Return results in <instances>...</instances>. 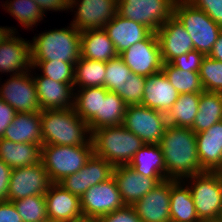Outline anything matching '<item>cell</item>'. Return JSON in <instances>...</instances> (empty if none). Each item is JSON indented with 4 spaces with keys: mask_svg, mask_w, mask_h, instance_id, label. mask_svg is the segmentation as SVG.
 I'll use <instances>...</instances> for the list:
<instances>
[{
    "mask_svg": "<svg viewBox=\"0 0 222 222\" xmlns=\"http://www.w3.org/2000/svg\"><path fill=\"white\" fill-rule=\"evenodd\" d=\"M166 179L183 180L205 172L199 162L196 133L191 128L167 125L159 142Z\"/></svg>",
    "mask_w": 222,
    "mask_h": 222,
    "instance_id": "1",
    "label": "cell"
},
{
    "mask_svg": "<svg viewBox=\"0 0 222 222\" xmlns=\"http://www.w3.org/2000/svg\"><path fill=\"white\" fill-rule=\"evenodd\" d=\"M41 127L43 145H93L88 123L74 108L41 111Z\"/></svg>",
    "mask_w": 222,
    "mask_h": 222,
    "instance_id": "2",
    "label": "cell"
},
{
    "mask_svg": "<svg viewBox=\"0 0 222 222\" xmlns=\"http://www.w3.org/2000/svg\"><path fill=\"white\" fill-rule=\"evenodd\" d=\"M70 26L46 30L34 36L30 43L31 61L54 60L76 63L81 57V32L72 24Z\"/></svg>",
    "mask_w": 222,
    "mask_h": 222,
    "instance_id": "3",
    "label": "cell"
},
{
    "mask_svg": "<svg viewBox=\"0 0 222 222\" xmlns=\"http://www.w3.org/2000/svg\"><path fill=\"white\" fill-rule=\"evenodd\" d=\"M95 155L104 158L114 167L128 165L143 141L123 125L102 127L92 132Z\"/></svg>",
    "mask_w": 222,
    "mask_h": 222,
    "instance_id": "4",
    "label": "cell"
},
{
    "mask_svg": "<svg viewBox=\"0 0 222 222\" xmlns=\"http://www.w3.org/2000/svg\"><path fill=\"white\" fill-rule=\"evenodd\" d=\"M192 38L194 50L208 56L222 30L203 10L186 0H176L174 14Z\"/></svg>",
    "mask_w": 222,
    "mask_h": 222,
    "instance_id": "5",
    "label": "cell"
},
{
    "mask_svg": "<svg viewBox=\"0 0 222 222\" xmlns=\"http://www.w3.org/2000/svg\"><path fill=\"white\" fill-rule=\"evenodd\" d=\"M93 153V145H42L41 162L50 181L59 183L81 170Z\"/></svg>",
    "mask_w": 222,
    "mask_h": 222,
    "instance_id": "6",
    "label": "cell"
},
{
    "mask_svg": "<svg viewBox=\"0 0 222 222\" xmlns=\"http://www.w3.org/2000/svg\"><path fill=\"white\" fill-rule=\"evenodd\" d=\"M184 180L191 191L199 220L218 219L222 207V181L219 174L205 171Z\"/></svg>",
    "mask_w": 222,
    "mask_h": 222,
    "instance_id": "7",
    "label": "cell"
},
{
    "mask_svg": "<svg viewBox=\"0 0 222 222\" xmlns=\"http://www.w3.org/2000/svg\"><path fill=\"white\" fill-rule=\"evenodd\" d=\"M176 0H117V13L156 32L174 14Z\"/></svg>",
    "mask_w": 222,
    "mask_h": 222,
    "instance_id": "8",
    "label": "cell"
},
{
    "mask_svg": "<svg viewBox=\"0 0 222 222\" xmlns=\"http://www.w3.org/2000/svg\"><path fill=\"white\" fill-rule=\"evenodd\" d=\"M144 144H159L167 127L165 113L144 105H128L122 124Z\"/></svg>",
    "mask_w": 222,
    "mask_h": 222,
    "instance_id": "9",
    "label": "cell"
},
{
    "mask_svg": "<svg viewBox=\"0 0 222 222\" xmlns=\"http://www.w3.org/2000/svg\"><path fill=\"white\" fill-rule=\"evenodd\" d=\"M82 216L97 219L125 206L115 178L89 187L80 197Z\"/></svg>",
    "mask_w": 222,
    "mask_h": 222,
    "instance_id": "10",
    "label": "cell"
},
{
    "mask_svg": "<svg viewBox=\"0 0 222 222\" xmlns=\"http://www.w3.org/2000/svg\"><path fill=\"white\" fill-rule=\"evenodd\" d=\"M130 70L148 77L162 71L163 60L156 32L119 54Z\"/></svg>",
    "mask_w": 222,
    "mask_h": 222,
    "instance_id": "11",
    "label": "cell"
},
{
    "mask_svg": "<svg viewBox=\"0 0 222 222\" xmlns=\"http://www.w3.org/2000/svg\"><path fill=\"white\" fill-rule=\"evenodd\" d=\"M31 71L10 76L0 83V98L17 113L41 112L36 85Z\"/></svg>",
    "mask_w": 222,
    "mask_h": 222,
    "instance_id": "12",
    "label": "cell"
},
{
    "mask_svg": "<svg viewBox=\"0 0 222 222\" xmlns=\"http://www.w3.org/2000/svg\"><path fill=\"white\" fill-rule=\"evenodd\" d=\"M52 182L43 163L12 169L7 201H16L33 195H45Z\"/></svg>",
    "mask_w": 222,
    "mask_h": 222,
    "instance_id": "13",
    "label": "cell"
},
{
    "mask_svg": "<svg viewBox=\"0 0 222 222\" xmlns=\"http://www.w3.org/2000/svg\"><path fill=\"white\" fill-rule=\"evenodd\" d=\"M69 8H76L72 24L79 32L104 29L117 13V0H70Z\"/></svg>",
    "mask_w": 222,
    "mask_h": 222,
    "instance_id": "14",
    "label": "cell"
},
{
    "mask_svg": "<svg viewBox=\"0 0 222 222\" xmlns=\"http://www.w3.org/2000/svg\"><path fill=\"white\" fill-rule=\"evenodd\" d=\"M114 166L94 153L78 172L65 177L59 184L67 191L81 197L89 187L113 176Z\"/></svg>",
    "mask_w": 222,
    "mask_h": 222,
    "instance_id": "15",
    "label": "cell"
},
{
    "mask_svg": "<svg viewBox=\"0 0 222 222\" xmlns=\"http://www.w3.org/2000/svg\"><path fill=\"white\" fill-rule=\"evenodd\" d=\"M49 222H74L83 219L80 197L52 183L45 193Z\"/></svg>",
    "mask_w": 222,
    "mask_h": 222,
    "instance_id": "16",
    "label": "cell"
},
{
    "mask_svg": "<svg viewBox=\"0 0 222 222\" xmlns=\"http://www.w3.org/2000/svg\"><path fill=\"white\" fill-rule=\"evenodd\" d=\"M113 177L117 182L121 198L125 205L132 206L145 194L166 178H149L133 170L129 165L114 167Z\"/></svg>",
    "mask_w": 222,
    "mask_h": 222,
    "instance_id": "17",
    "label": "cell"
},
{
    "mask_svg": "<svg viewBox=\"0 0 222 222\" xmlns=\"http://www.w3.org/2000/svg\"><path fill=\"white\" fill-rule=\"evenodd\" d=\"M132 206L141 222L170 221V179L159 183Z\"/></svg>",
    "mask_w": 222,
    "mask_h": 222,
    "instance_id": "18",
    "label": "cell"
},
{
    "mask_svg": "<svg viewBox=\"0 0 222 222\" xmlns=\"http://www.w3.org/2000/svg\"><path fill=\"white\" fill-rule=\"evenodd\" d=\"M156 34L164 63L194 50L192 38L174 15L156 31Z\"/></svg>",
    "mask_w": 222,
    "mask_h": 222,
    "instance_id": "19",
    "label": "cell"
},
{
    "mask_svg": "<svg viewBox=\"0 0 222 222\" xmlns=\"http://www.w3.org/2000/svg\"><path fill=\"white\" fill-rule=\"evenodd\" d=\"M12 32L0 44V72L10 73V76L32 71L29 40L16 36ZM12 72V74H11Z\"/></svg>",
    "mask_w": 222,
    "mask_h": 222,
    "instance_id": "20",
    "label": "cell"
},
{
    "mask_svg": "<svg viewBox=\"0 0 222 222\" xmlns=\"http://www.w3.org/2000/svg\"><path fill=\"white\" fill-rule=\"evenodd\" d=\"M37 75L33 80L41 111L74 108L73 84L57 82L38 73Z\"/></svg>",
    "mask_w": 222,
    "mask_h": 222,
    "instance_id": "21",
    "label": "cell"
},
{
    "mask_svg": "<svg viewBox=\"0 0 222 222\" xmlns=\"http://www.w3.org/2000/svg\"><path fill=\"white\" fill-rule=\"evenodd\" d=\"M104 30L107 32L118 54L133 44L146 39L153 32L147 26L123 18L118 13L104 26Z\"/></svg>",
    "mask_w": 222,
    "mask_h": 222,
    "instance_id": "22",
    "label": "cell"
},
{
    "mask_svg": "<svg viewBox=\"0 0 222 222\" xmlns=\"http://www.w3.org/2000/svg\"><path fill=\"white\" fill-rule=\"evenodd\" d=\"M200 166L204 171L216 172L222 169V121L209 129L196 133Z\"/></svg>",
    "mask_w": 222,
    "mask_h": 222,
    "instance_id": "23",
    "label": "cell"
},
{
    "mask_svg": "<svg viewBox=\"0 0 222 222\" xmlns=\"http://www.w3.org/2000/svg\"><path fill=\"white\" fill-rule=\"evenodd\" d=\"M179 95L164 72L160 71L146 77L141 105L166 113L177 101Z\"/></svg>",
    "mask_w": 222,
    "mask_h": 222,
    "instance_id": "24",
    "label": "cell"
},
{
    "mask_svg": "<svg viewBox=\"0 0 222 222\" xmlns=\"http://www.w3.org/2000/svg\"><path fill=\"white\" fill-rule=\"evenodd\" d=\"M2 138L15 143L42 144L41 112L16 113Z\"/></svg>",
    "mask_w": 222,
    "mask_h": 222,
    "instance_id": "25",
    "label": "cell"
},
{
    "mask_svg": "<svg viewBox=\"0 0 222 222\" xmlns=\"http://www.w3.org/2000/svg\"><path fill=\"white\" fill-rule=\"evenodd\" d=\"M107 92L104 87H86L74 92V110L88 123L91 133L100 128L101 96H106Z\"/></svg>",
    "mask_w": 222,
    "mask_h": 222,
    "instance_id": "26",
    "label": "cell"
},
{
    "mask_svg": "<svg viewBox=\"0 0 222 222\" xmlns=\"http://www.w3.org/2000/svg\"><path fill=\"white\" fill-rule=\"evenodd\" d=\"M42 145L32 143H15L0 138V159L11 169L41 163Z\"/></svg>",
    "mask_w": 222,
    "mask_h": 222,
    "instance_id": "27",
    "label": "cell"
},
{
    "mask_svg": "<svg viewBox=\"0 0 222 222\" xmlns=\"http://www.w3.org/2000/svg\"><path fill=\"white\" fill-rule=\"evenodd\" d=\"M81 57L108 62L117 57L114 44L104 29H89L80 33Z\"/></svg>",
    "mask_w": 222,
    "mask_h": 222,
    "instance_id": "28",
    "label": "cell"
},
{
    "mask_svg": "<svg viewBox=\"0 0 222 222\" xmlns=\"http://www.w3.org/2000/svg\"><path fill=\"white\" fill-rule=\"evenodd\" d=\"M184 180L170 179V217L174 222H199L191 191Z\"/></svg>",
    "mask_w": 222,
    "mask_h": 222,
    "instance_id": "29",
    "label": "cell"
},
{
    "mask_svg": "<svg viewBox=\"0 0 222 222\" xmlns=\"http://www.w3.org/2000/svg\"><path fill=\"white\" fill-rule=\"evenodd\" d=\"M128 165L146 177L166 178L164 156L159 144H144Z\"/></svg>",
    "mask_w": 222,
    "mask_h": 222,
    "instance_id": "30",
    "label": "cell"
},
{
    "mask_svg": "<svg viewBox=\"0 0 222 222\" xmlns=\"http://www.w3.org/2000/svg\"><path fill=\"white\" fill-rule=\"evenodd\" d=\"M220 121H222V93L201 92L198 113L191 129L195 133H200Z\"/></svg>",
    "mask_w": 222,
    "mask_h": 222,
    "instance_id": "31",
    "label": "cell"
},
{
    "mask_svg": "<svg viewBox=\"0 0 222 222\" xmlns=\"http://www.w3.org/2000/svg\"><path fill=\"white\" fill-rule=\"evenodd\" d=\"M201 93L180 94L177 101L165 113L167 125L192 128L198 113V103Z\"/></svg>",
    "mask_w": 222,
    "mask_h": 222,
    "instance_id": "32",
    "label": "cell"
},
{
    "mask_svg": "<svg viewBox=\"0 0 222 222\" xmlns=\"http://www.w3.org/2000/svg\"><path fill=\"white\" fill-rule=\"evenodd\" d=\"M105 74L106 62L80 57L75 63L74 91L86 87H104Z\"/></svg>",
    "mask_w": 222,
    "mask_h": 222,
    "instance_id": "33",
    "label": "cell"
},
{
    "mask_svg": "<svg viewBox=\"0 0 222 222\" xmlns=\"http://www.w3.org/2000/svg\"><path fill=\"white\" fill-rule=\"evenodd\" d=\"M2 7H5L3 9L27 29H33L37 22H41L45 17L41 8L33 0H9V2L7 0Z\"/></svg>",
    "mask_w": 222,
    "mask_h": 222,
    "instance_id": "34",
    "label": "cell"
},
{
    "mask_svg": "<svg viewBox=\"0 0 222 222\" xmlns=\"http://www.w3.org/2000/svg\"><path fill=\"white\" fill-rule=\"evenodd\" d=\"M162 71L179 94L204 91L198 72L184 71L169 63L163 64Z\"/></svg>",
    "mask_w": 222,
    "mask_h": 222,
    "instance_id": "35",
    "label": "cell"
},
{
    "mask_svg": "<svg viewBox=\"0 0 222 222\" xmlns=\"http://www.w3.org/2000/svg\"><path fill=\"white\" fill-rule=\"evenodd\" d=\"M127 106L115 92L108 91L106 96H101L100 128L122 125Z\"/></svg>",
    "mask_w": 222,
    "mask_h": 222,
    "instance_id": "36",
    "label": "cell"
},
{
    "mask_svg": "<svg viewBox=\"0 0 222 222\" xmlns=\"http://www.w3.org/2000/svg\"><path fill=\"white\" fill-rule=\"evenodd\" d=\"M23 222H49L44 195L12 201Z\"/></svg>",
    "mask_w": 222,
    "mask_h": 222,
    "instance_id": "37",
    "label": "cell"
},
{
    "mask_svg": "<svg viewBox=\"0 0 222 222\" xmlns=\"http://www.w3.org/2000/svg\"><path fill=\"white\" fill-rule=\"evenodd\" d=\"M32 69H40L42 76L50 78L57 82L66 84H73L75 63H68L63 61H31Z\"/></svg>",
    "mask_w": 222,
    "mask_h": 222,
    "instance_id": "38",
    "label": "cell"
},
{
    "mask_svg": "<svg viewBox=\"0 0 222 222\" xmlns=\"http://www.w3.org/2000/svg\"><path fill=\"white\" fill-rule=\"evenodd\" d=\"M131 72L119 55L109 60L106 62L104 88L117 93L122 98L123 83L127 77H130Z\"/></svg>",
    "mask_w": 222,
    "mask_h": 222,
    "instance_id": "39",
    "label": "cell"
},
{
    "mask_svg": "<svg viewBox=\"0 0 222 222\" xmlns=\"http://www.w3.org/2000/svg\"><path fill=\"white\" fill-rule=\"evenodd\" d=\"M204 91L222 93V62L205 56L199 69Z\"/></svg>",
    "mask_w": 222,
    "mask_h": 222,
    "instance_id": "40",
    "label": "cell"
},
{
    "mask_svg": "<svg viewBox=\"0 0 222 222\" xmlns=\"http://www.w3.org/2000/svg\"><path fill=\"white\" fill-rule=\"evenodd\" d=\"M146 77L133 72L122 86V99L127 105L142 104Z\"/></svg>",
    "mask_w": 222,
    "mask_h": 222,
    "instance_id": "41",
    "label": "cell"
},
{
    "mask_svg": "<svg viewBox=\"0 0 222 222\" xmlns=\"http://www.w3.org/2000/svg\"><path fill=\"white\" fill-rule=\"evenodd\" d=\"M205 55L197 50L173 58L169 64L184 71L198 72Z\"/></svg>",
    "mask_w": 222,
    "mask_h": 222,
    "instance_id": "42",
    "label": "cell"
},
{
    "mask_svg": "<svg viewBox=\"0 0 222 222\" xmlns=\"http://www.w3.org/2000/svg\"><path fill=\"white\" fill-rule=\"evenodd\" d=\"M192 6L203 10L222 28V0H186Z\"/></svg>",
    "mask_w": 222,
    "mask_h": 222,
    "instance_id": "43",
    "label": "cell"
},
{
    "mask_svg": "<svg viewBox=\"0 0 222 222\" xmlns=\"http://www.w3.org/2000/svg\"><path fill=\"white\" fill-rule=\"evenodd\" d=\"M95 220L96 222H141L134 207L129 205H125Z\"/></svg>",
    "mask_w": 222,
    "mask_h": 222,
    "instance_id": "44",
    "label": "cell"
},
{
    "mask_svg": "<svg viewBox=\"0 0 222 222\" xmlns=\"http://www.w3.org/2000/svg\"><path fill=\"white\" fill-rule=\"evenodd\" d=\"M15 109L0 98V138L16 116Z\"/></svg>",
    "mask_w": 222,
    "mask_h": 222,
    "instance_id": "45",
    "label": "cell"
},
{
    "mask_svg": "<svg viewBox=\"0 0 222 222\" xmlns=\"http://www.w3.org/2000/svg\"><path fill=\"white\" fill-rule=\"evenodd\" d=\"M0 222H23L12 201H0Z\"/></svg>",
    "mask_w": 222,
    "mask_h": 222,
    "instance_id": "46",
    "label": "cell"
},
{
    "mask_svg": "<svg viewBox=\"0 0 222 222\" xmlns=\"http://www.w3.org/2000/svg\"><path fill=\"white\" fill-rule=\"evenodd\" d=\"M41 8L44 15L48 11H64L70 10L69 2L70 0H33ZM48 10V11H47Z\"/></svg>",
    "mask_w": 222,
    "mask_h": 222,
    "instance_id": "47",
    "label": "cell"
},
{
    "mask_svg": "<svg viewBox=\"0 0 222 222\" xmlns=\"http://www.w3.org/2000/svg\"><path fill=\"white\" fill-rule=\"evenodd\" d=\"M12 169L0 159V201H5L8 193Z\"/></svg>",
    "mask_w": 222,
    "mask_h": 222,
    "instance_id": "48",
    "label": "cell"
},
{
    "mask_svg": "<svg viewBox=\"0 0 222 222\" xmlns=\"http://www.w3.org/2000/svg\"><path fill=\"white\" fill-rule=\"evenodd\" d=\"M212 59L218 60L222 62V30L219 34L218 39L212 47L211 52L208 55Z\"/></svg>",
    "mask_w": 222,
    "mask_h": 222,
    "instance_id": "49",
    "label": "cell"
},
{
    "mask_svg": "<svg viewBox=\"0 0 222 222\" xmlns=\"http://www.w3.org/2000/svg\"><path fill=\"white\" fill-rule=\"evenodd\" d=\"M16 28L13 27H2L0 26V44L9 37L12 32H15Z\"/></svg>",
    "mask_w": 222,
    "mask_h": 222,
    "instance_id": "50",
    "label": "cell"
},
{
    "mask_svg": "<svg viewBox=\"0 0 222 222\" xmlns=\"http://www.w3.org/2000/svg\"><path fill=\"white\" fill-rule=\"evenodd\" d=\"M74 222H96L95 219H86V218H83L81 220H78V221H74Z\"/></svg>",
    "mask_w": 222,
    "mask_h": 222,
    "instance_id": "51",
    "label": "cell"
},
{
    "mask_svg": "<svg viewBox=\"0 0 222 222\" xmlns=\"http://www.w3.org/2000/svg\"><path fill=\"white\" fill-rule=\"evenodd\" d=\"M199 222H221L219 219L200 220Z\"/></svg>",
    "mask_w": 222,
    "mask_h": 222,
    "instance_id": "52",
    "label": "cell"
},
{
    "mask_svg": "<svg viewBox=\"0 0 222 222\" xmlns=\"http://www.w3.org/2000/svg\"><path fill=\"white\" fill-rule=\"evenodd\" d=\"M218 219L222 222V207H221V210H220V213H219Z\"/></svg>",
    "mask_w": 222,
    "mask_h": 222,
    "instance_id": "53",
    "label": "cell"
},
{
    "mask_svg": "<svg viewBox=\"0 0 222 222\" xmlns=\"http://www.w3.org/2000/svg\"><path fill=\"white\" fill-rule=\"evenodd\" d=\"M216 172L219 174V177H220V179H221V181H222V169L219 170V171H216Z\"/></svg>",
    "mask_w": 222,
    "mask_h": 222,
    "instance_id": "54",
    "label": "cell"
}]
</instances>
